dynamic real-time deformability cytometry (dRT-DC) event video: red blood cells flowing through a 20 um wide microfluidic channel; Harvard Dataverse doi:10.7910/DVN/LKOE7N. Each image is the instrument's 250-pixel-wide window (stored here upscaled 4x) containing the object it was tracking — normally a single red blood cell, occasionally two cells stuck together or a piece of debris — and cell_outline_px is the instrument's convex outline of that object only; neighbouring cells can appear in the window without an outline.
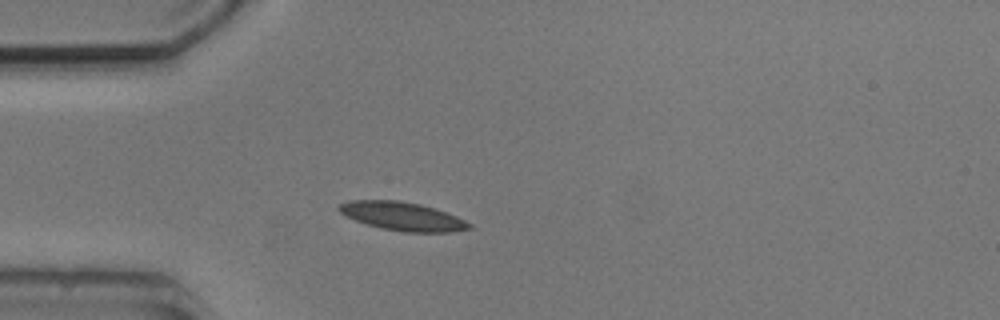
{"species": "common noctule bat (a hibernating species)", "species_latin": "Nyctalus noctula", "temperature_condition": "cold", "stored_images_in_passage": 4, "camera_frame_rate_fps": 3000, "um_per_image_px": 0.085, "animal": {"sex": "male", "body_mass_g": 20.5, "forearm_length_mm": 52.5}, "frame": {"image": 1, "passage_image": 3, "time_ms": 2.333, "image_size_px": [1000, 320], "cell_outline_px": [[472, 228], [452, 232], [404, 232], [380, 228], [356, 220], [340, 212], [336, 208], [340, 204], [348, 200], [400, 200], [420, 204], [456, 216], [472, 224]], "centroid_in_image_um": [34.2, 18.38], "position_along_channel_um": 50.8, "area_um2": 21.44}}